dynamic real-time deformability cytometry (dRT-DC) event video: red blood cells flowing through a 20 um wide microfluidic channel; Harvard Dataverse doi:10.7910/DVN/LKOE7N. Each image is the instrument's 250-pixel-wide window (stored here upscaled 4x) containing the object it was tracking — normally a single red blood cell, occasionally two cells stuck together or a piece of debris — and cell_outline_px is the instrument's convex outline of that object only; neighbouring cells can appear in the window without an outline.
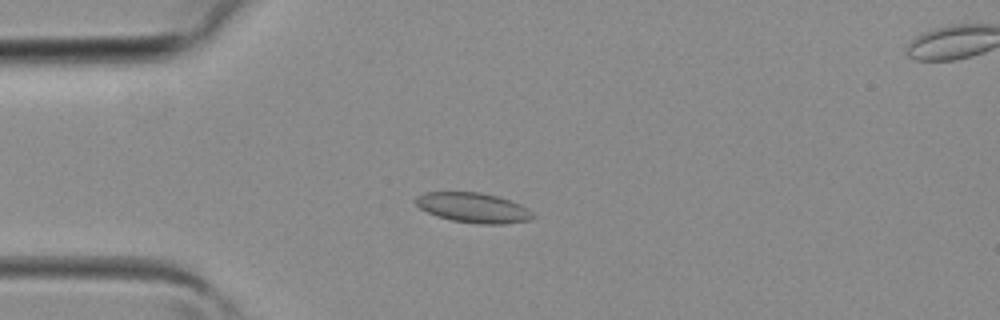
{"species": "common noctule bat (a hibernating species)", "species_latin": "Nyctalus noctula", "temperature_condition": "room temperature", "stored_images_in_passage": 4, "camera_frame_rate_fps": 3000, "um_per_image_px": 0.085, "animal": {"sex": "female", "body_mass_g": 19.3, "forearm_length_mm": 54.1}, "frame": {"image": 1, "passage_image": 3, "time_ms": 0.667, "image_size_px": [1000, 320], "cell_outline_px": [[536, 216], [532, 220], [504, 224], [480, 224], [452, 220], [436, 216], [420, 208], [412, 200], [416, 196], [424, 192], [480, 192], [496, 196], [520, 204], [528, 208]], "centroid_in_image_um": [40.22, 17.66], "position_along_channel_um": 44.8, "area_um2": 20.58}}